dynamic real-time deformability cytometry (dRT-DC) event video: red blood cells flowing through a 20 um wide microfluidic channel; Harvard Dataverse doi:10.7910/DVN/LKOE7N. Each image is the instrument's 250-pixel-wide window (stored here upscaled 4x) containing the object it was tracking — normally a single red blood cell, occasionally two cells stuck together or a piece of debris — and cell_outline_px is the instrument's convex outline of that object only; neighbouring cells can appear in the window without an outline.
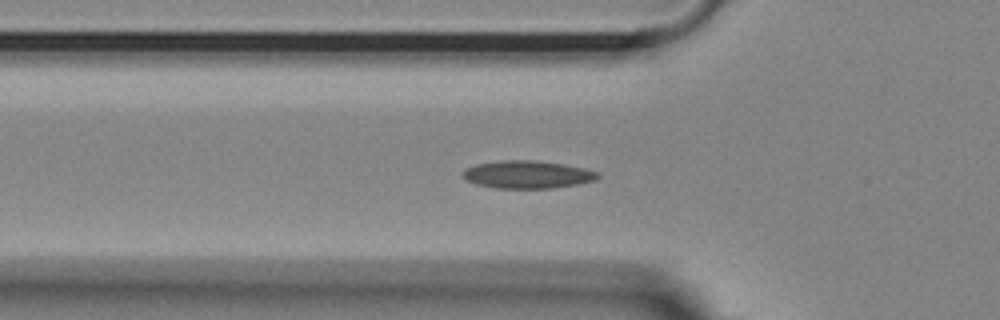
{"species": "Egyptian fruit bat (a non-hibernating species)", "species_latin": "Rousettus aegyptiacus", "temperature_condition": "room temperature", "stored_images_in_passage": 45, "camera_frame_rate_fps": 3000, "um_per_image_px": 0.085, "animal": {"sex": "female"}, "frame": {"image": 1, "passage_image": 8, "time_ms": 2.333, "image_size_px": [1000, 320], "cell_outline_px": [[600, 176], [596, 180], [576, 184], [552, 188], [496, 188], [476, 184], [464, 180], [460, 176], [464, 168], [476, 164], [500, 160], [536, 160], [564, 164], [584, 168], [600, 172]], "centroid_in_image_um": [44.79, 14.83], "position_along_channel_um": 81.0, "area_um2": 22.08}}
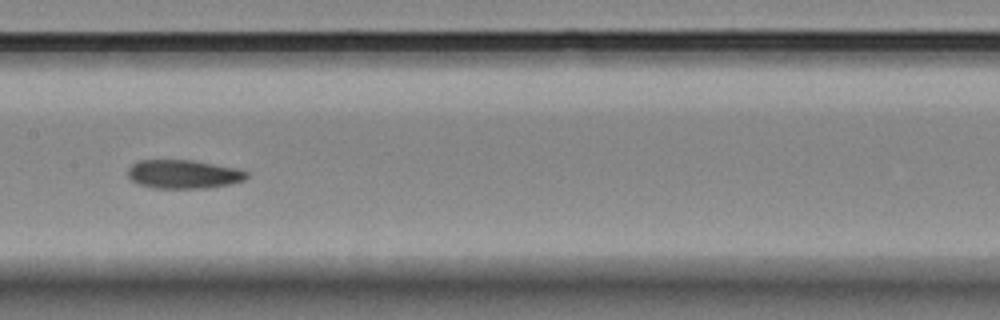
{"frame": {"image": 2, "passage_image": 17, "time_ms": 5.333, "image_size_px": [1000, 320], "cell_outline_px": [[248, 176], [244, 180], [228, 184], [208, 188], [156, 188], [140, 184], [132, 180], [128, 176], [128, 168], [132, 164], [140, 160], [192, 160], [236, 168], [248, 172]], "centroid_in_image_um": [15.6, 14.8], "position_along_channel_um": 191.8, "area_um2": 19.71}}
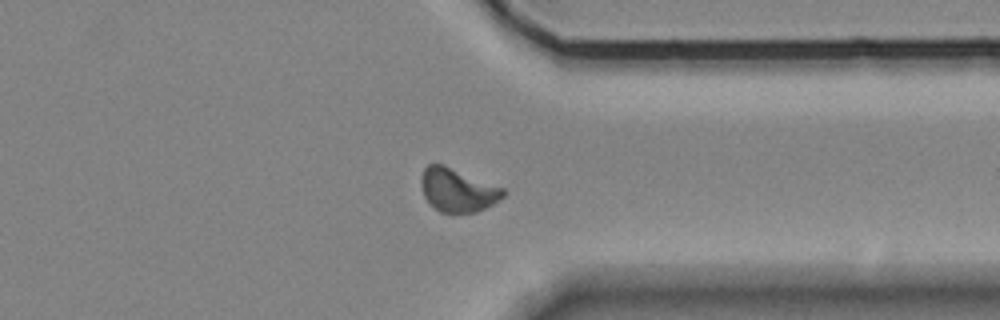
{"frame": {"image": 3, "passage_image": 32, "time_ms": 10.333, "image_size_px": [1000, 320], "cell_outline_px": [[508, 192], [504, 196], [492, 204], [476, 212], [440, 212], [424, 196], [420, 184], [420, 180], [424, 168], [428, 164], [444, 164], [504, 188]], "centroid_in_image_um": [38.9, 16.13], "position_along_channel_um": 372.5, "area_um2": 20.63}, "authors_computed_cell_mechanics": {"area_um2": 20.1144, "velocity_mm_per_s": 3.6651, "shape_relaxation_time_tau1_ms": null, "shape_relaxation_time_tau2_ms": 8.7997, "deformation_change_tau1": null, "deformation_change_tau2": 0.1346}}